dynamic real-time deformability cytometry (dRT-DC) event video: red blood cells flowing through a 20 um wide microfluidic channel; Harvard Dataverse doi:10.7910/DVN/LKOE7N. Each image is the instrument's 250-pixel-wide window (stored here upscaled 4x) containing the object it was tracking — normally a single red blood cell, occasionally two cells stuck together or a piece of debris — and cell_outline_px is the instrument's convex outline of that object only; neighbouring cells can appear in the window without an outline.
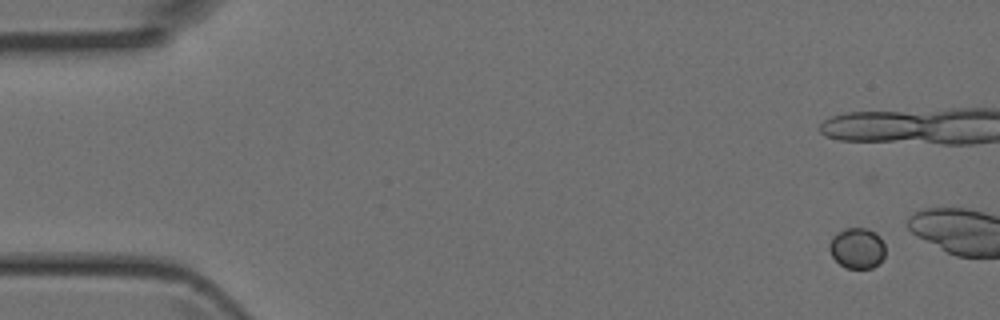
{"species": "Egyptian fruit bat (a non-hibernating species)", "species_latin": "Rousettus aegyptiacus", "temperature_condition": "room temperature", "stored_images_in_passage": 4, "camera_frame_rate_fps": 3000, "um_per_image_px": 0.085, "animal": {"sex": "female"}, "frame": {"image": 1, "passage_image": 1, "time_ms": 0.0, "image_size_px": [1000, 320], "cell_outline_px": [[884, 256], [872, 268], [844, 268], [832, 256], [828, 248], [832, 236], [844, 228], [864, 228], [876, 232], [880, 236], [884, 244]], "centroid_in_image_um": [72.84, 21.08], "position_along_channel_um": 12.2, "area_um2": 13.24}}